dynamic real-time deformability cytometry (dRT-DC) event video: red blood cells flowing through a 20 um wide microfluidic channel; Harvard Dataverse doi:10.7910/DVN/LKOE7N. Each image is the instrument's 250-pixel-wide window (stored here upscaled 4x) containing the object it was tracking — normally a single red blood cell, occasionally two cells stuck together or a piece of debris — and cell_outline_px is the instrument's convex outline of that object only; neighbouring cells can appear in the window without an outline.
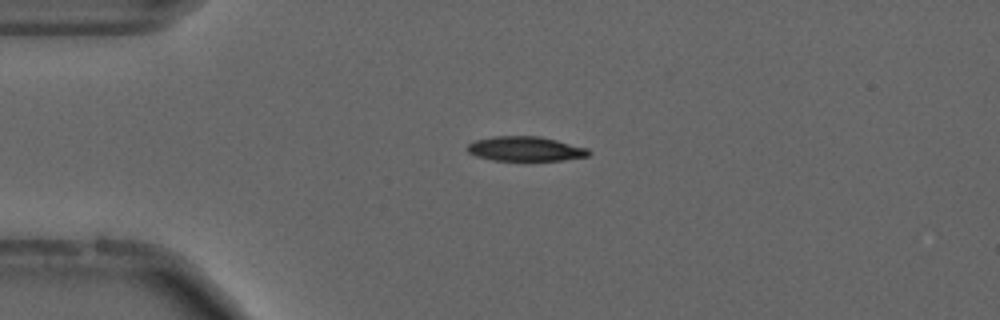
{"species": "common noctule bat (a hibernating species)", "species_latin": "Nyctalus noctula", "temperature_condition": "cold", "stored_images_in_passage": 43, "camera_frame_rate_fps": 3000, "um_per_image_px": 0.085, "animal": {"sex": "male", "forearm_length_mm": 52.5}, "frame": {"image": 1, "passage_image": 1, "time_ms": 0.0, "image_size_px": [1000, 320], "cell_outline_px": [[592, 152], [588, 156], [564, 160], [492, 160], [476, 156], [468, 152], [464, 148], [468, 144], [476, 140], [496, 136], [540, 136], [588, 148]], "centroid_in_image_um": [44.65, 12.65], "position_along_channel_um": 40.3, "area_um2": 17.4}}
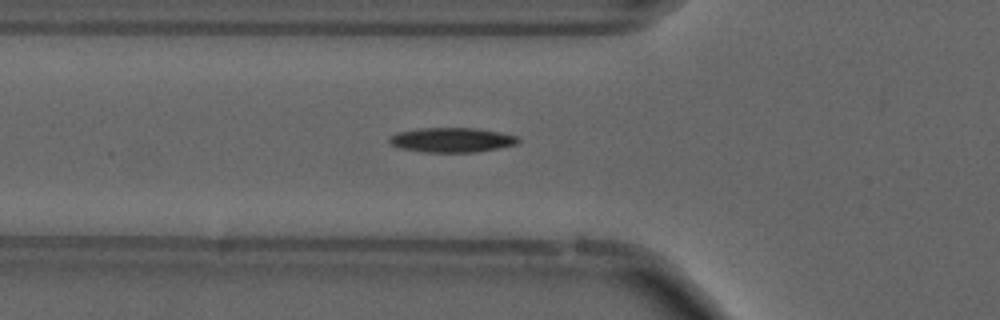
{"frame": {"image": 2, "passage_image": 7, "time_ms": 2.0, "image_size_px": [1000, 320], "cell_outline_px": [[520, 140], [516, 144], [476, 152], [424, 152], [400, 148], [392, 144], [388, 140], [392, 136], [400, 132], [420, 128], [476, 128], [500, 132], [516, 136]], "centroid_in_image_um": [38.42, 11.89], "position_along_channel_um": 87.4, "area_um2": 18.21}}